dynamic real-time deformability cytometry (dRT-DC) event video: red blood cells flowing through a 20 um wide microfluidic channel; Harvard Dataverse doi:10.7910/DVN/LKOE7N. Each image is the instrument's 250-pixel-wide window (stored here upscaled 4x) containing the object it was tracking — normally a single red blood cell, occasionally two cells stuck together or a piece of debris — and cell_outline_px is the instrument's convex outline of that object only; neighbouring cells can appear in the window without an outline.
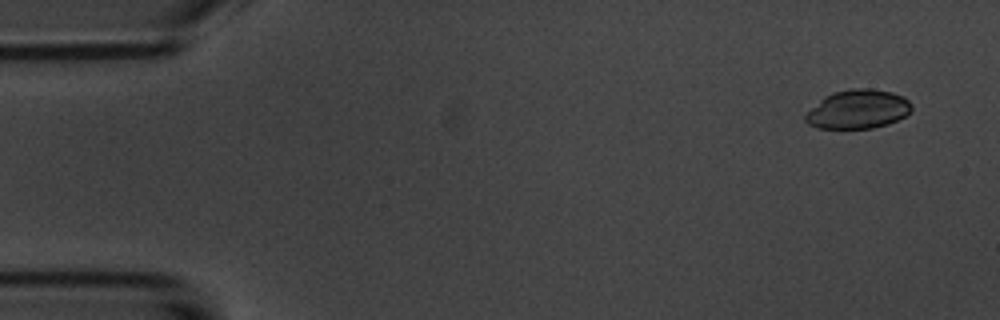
{"species": "common noctule bat (a hibernating species)", "species_latin": "Nyctalus noctula", "temperature_condition": "room temperature", "stored_images_in_passage": 9, "camera_frame_rate_fps": 3000, "um_per_image_px": 0.085, "animal": {"sex": "male", "body_mass_g": 20.1, "forearm_length_mm": 53.5}, "frame": {"image": 1, "passage_image": 1, "time_ms": 0.0, "image_size_px": [1000, 320], "cell_outline_px": [[912, 112], [888, 124], [872, 128], [816, 128], [808, 124], [804, 120], [804, 112], [824, 96], [832, 92], [852, 88], [868, 88], [892, 92], [904, 96], [912, 104]], "centroid_in_image_um": [72.89, 9.28], "position_along_channel_um": 12.1, "area_um2": 24.45}}
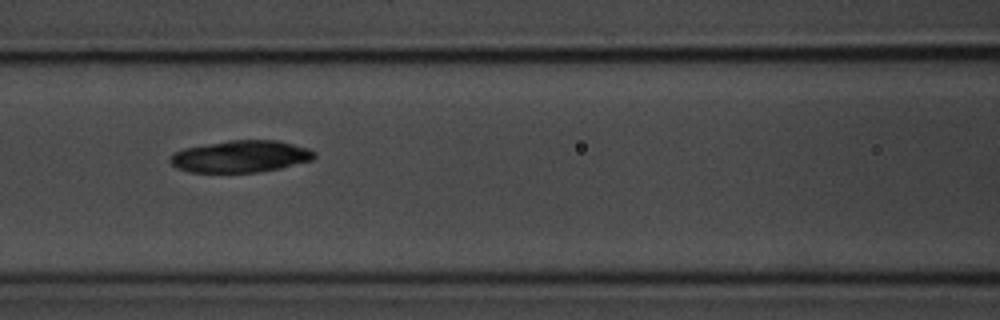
{"frame": {"image": 2, "passage_image": 7, "time_ms": 6.667, "image_size_px": [1000, 320], "cell_outline_px": [[316, 156], [312, 160], [280, 168], [256, 172], [188, 172], [176, 168], [168, 160], [168, 156], [172, 152], [184, 148], [228, 140], [276, 140], [308, 148], [316, 152]], "centroid_in_image_um": [20.4, 13.29], "position_along_channel_um": 146.2, "area_um2": 26.93}}
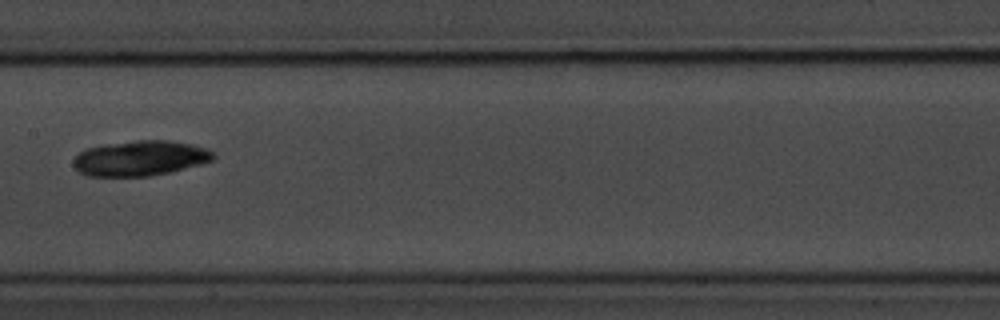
{"frame": {"image": 3, "passage_image": 8, "time_ms": 8.0, "image_size_px": [1000, 320], "cell_outline_px": [[216, 156], [212, 160], [204, 164], [168, 172], [148, 176], [88, 176], [80, 172], [72, 164], [72, 160], [84, 148], [108, 144], [136, 140], [164, 140], [192, 144], [208, 148]], "centroid_in_image_um": [11.92, 13.45], "position_along_channel_um": 195.5, "area_um2": 28.73}}